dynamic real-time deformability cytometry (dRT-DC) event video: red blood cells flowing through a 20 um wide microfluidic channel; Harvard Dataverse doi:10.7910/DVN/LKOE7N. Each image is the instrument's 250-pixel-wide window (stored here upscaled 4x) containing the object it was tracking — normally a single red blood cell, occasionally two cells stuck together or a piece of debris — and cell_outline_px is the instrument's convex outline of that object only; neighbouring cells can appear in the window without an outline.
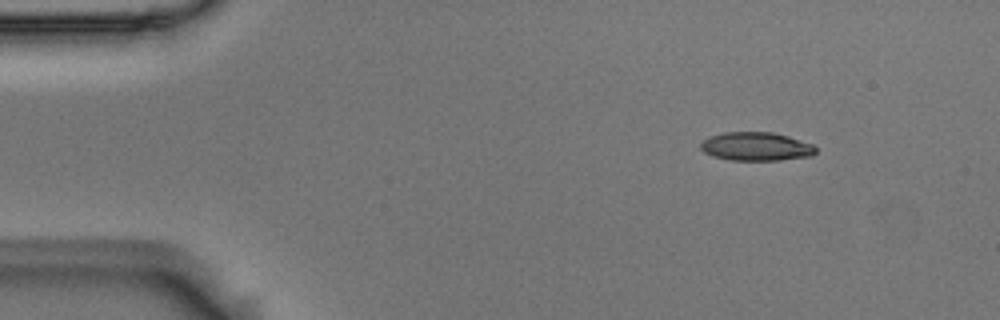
{"species": "Egyptian fruit bat (a non-hibernating species)", "species_latin": "Rousettus aegyptiacus", "temperature_condition": "room temperature", "stored_images_in_passage": 5, "camera_frame_rate_fps": 3000, "um_per_image_px": 0.085, "animal": {"sex": "male"}, "frame": {"image": 1, "passage_image": 1, "time_ms": 0.0, "image_size_px": [1000, 320], "cell_outline_px": [[816, 152], [812, 156], [780, 160], [728, 160], [712, 156], [704, 152], [700, 148], [700, 144], [708, 136], [724, 132], [772, 132], [788, 136], [812, 144], [816, 148]], "centroid_in_image_um": [64.25, 12.45], "position_along_channel_um": 20.7, "area_um2": 19.25}}
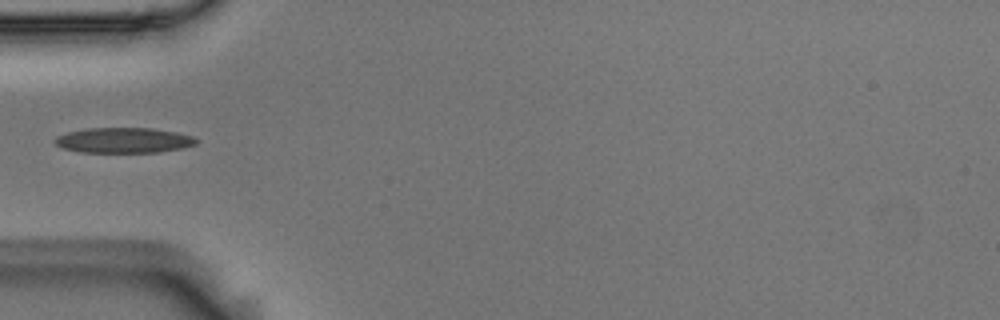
{"frame": {"image": 2, "passage_image": 4, "time_ms": 1.0, "image_size_px": [1000, 320], "cell_outline_px": [[200, 140], [196, 144], [184, 148], [160, 152], [80, 152], [64, 148], [56, 144], [52, 140], [56, 136], [68, 132], [88, 128], [152, 128], [176, 132], [192, 136]], "centroid_in_image_um": [10.54, 11.92], "position_along_channel_um": 74.5, "area_um2": 20.92}}
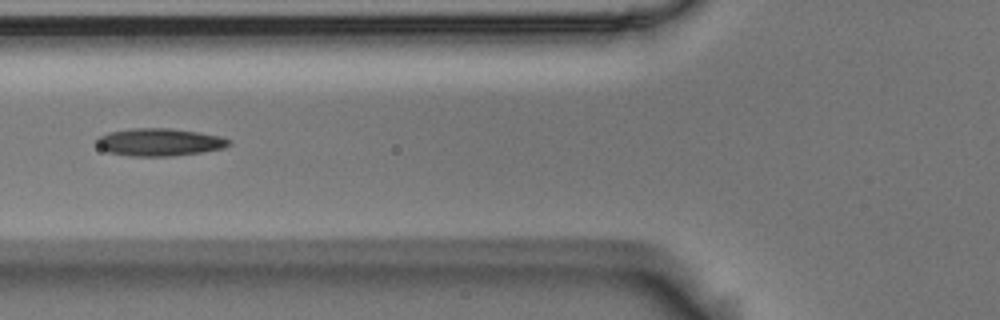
{"frame": {"image": 3, "passage_image": 5, "time_ms": 1.333, "image_size_px": [1000, 320], "cell_outline_px": [[232, 144], [224, 148], [200, 152], [172, 156], [128, 156], [108, 152], [100, 148], [96, 144], [96, 140], [100, 136], [108, 132], [132, 128], [168, 128], [196, 132], [220, 136], [232, 140]], "centroid_in_image_um": [13.55, 12.08], "position_along_channel_um": 112.3, "area_um2": 21.27}}